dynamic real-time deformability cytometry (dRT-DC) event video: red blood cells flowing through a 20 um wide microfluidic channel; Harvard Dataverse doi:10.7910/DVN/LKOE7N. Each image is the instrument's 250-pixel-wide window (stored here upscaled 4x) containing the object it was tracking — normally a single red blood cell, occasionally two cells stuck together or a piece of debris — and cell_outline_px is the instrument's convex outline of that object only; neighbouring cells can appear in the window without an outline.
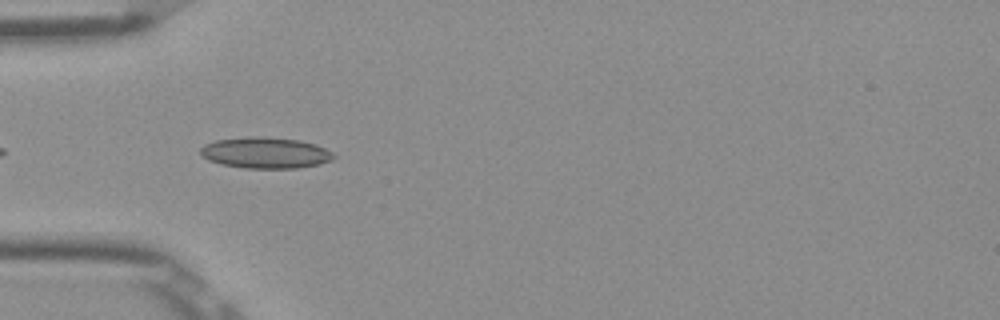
{"species": "Egyptian fruit bat (a non-hibernating species)", "species_latin": "Rousettus aegyptiacus", "temperature_condition": "room temperature", "stored_images_in_passage": 39, "camera_frame_rate_fps": 3000, "um_per_image_px": 0.085, "frame": {"image": 1, "passage_image": 3, "time_ms": 0.667, "image_size_px": [1000, 320], "cell_outline_px": [[336, 156], [332, 160], [320, 164], [296, 168], [244, 168], [220, 164], [208, 160], [200, 152], [200, 148], [204, 144], [216, 140], [252, 136], [260, 136], [300, 140], [316, 144], [332, 152]], "centroid_in_image_um": [22.57, 12.99], "position_along_channel_um": 62.4, "area_um2": 24.22}}
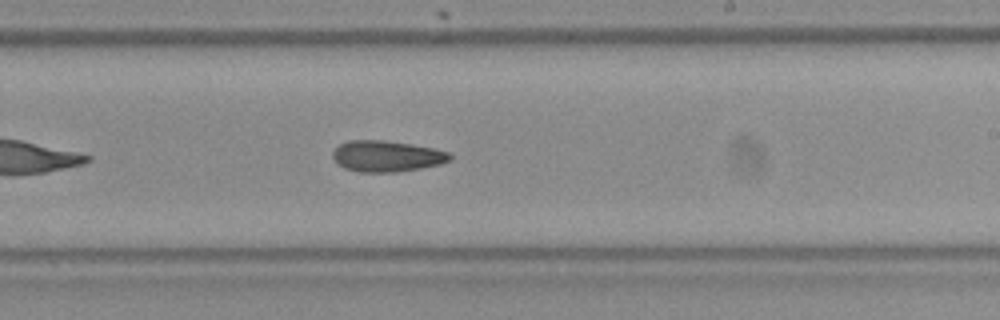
{"frame": {"image": 2, "passage_image": 18, "time_ms": 5.667, "image_size_px": [1000, 320], "cell_outline_px": [[452, 160], [440, 164], [420, 168], [396, 172], [360, 172], [344, 168], [336, 164], [332, 156], [332, 152], [340, 144], [348, 140], [384, 140], [412, 144], [436, 148], [448, 152], [452, 156]], "centroid_in_image_um": [32.87, 13.27], "position_along_channel_um": 256.1, "area_um2": 21.44}}
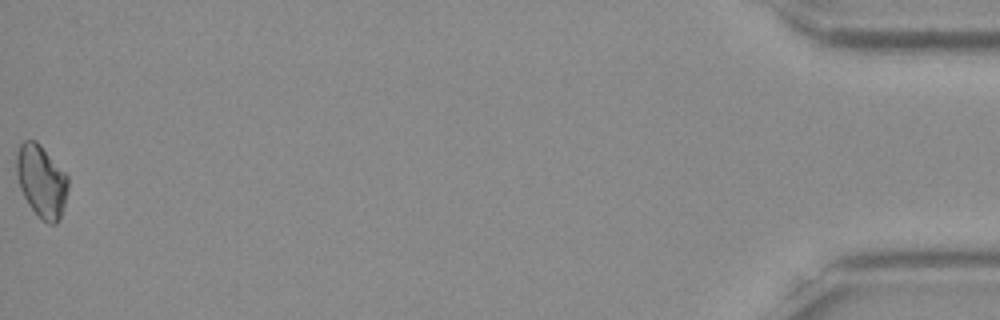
{"frame": {"image": 3, "passage_image": 39, "time_ms": 12.667, "image_size_px": [1000, 320], "cell_outline_px": [[68, 188], [64, 204], [60, 216], [56, 224], [48, 224], [28, 204], [20, 188], [16, 172], [16, 156], [20, 144], [24, 140], [36, 140], [40, 144], [68, 176]], "centroid_in_image_um": [3.51, 15.37], "position_along_channel_um": 431.7, "area_um2": 21.44}}